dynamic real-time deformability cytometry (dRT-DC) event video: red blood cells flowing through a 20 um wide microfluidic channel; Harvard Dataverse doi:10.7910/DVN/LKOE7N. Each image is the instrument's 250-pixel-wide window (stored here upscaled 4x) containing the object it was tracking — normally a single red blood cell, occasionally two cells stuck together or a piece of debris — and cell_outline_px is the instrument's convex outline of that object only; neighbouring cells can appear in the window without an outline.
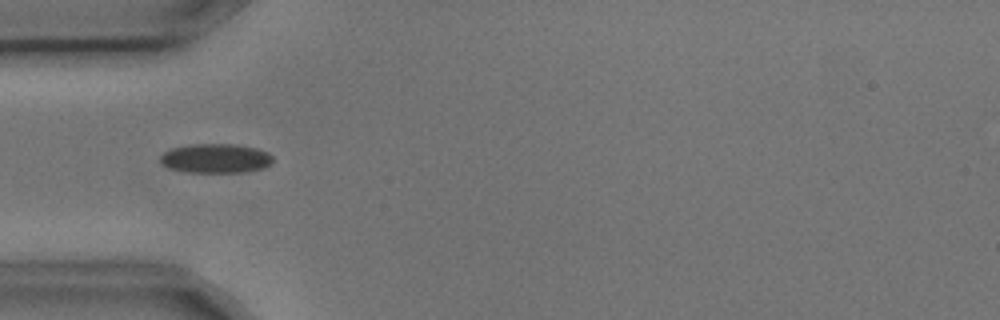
{"species": "common noctule bat (a hibernating species)", "species_latin": "Nyctalus noctula", "temperature_condition": "cold", "stored_images_in_passage": 5, "camera_frame_rate_fps": 3000, "um_per_image_px": 0.085, "animal": {"sex": "male", "body_mass_g": 17.9, "forearm_length_mm": 54.2}, "frame": {"image": 1, "passage_image": 4, "time_ms": 1.0, "image_size_px": [1000, 320], "cell_outline_px": [[272, 160], [264, 168], [244, 172], [188, 172], [168, 168], [160, 164], [160, 156], [164, 152], [172, 148], [196, 144], [236, 144], [256, 148], [268, 152], [272, 156]], "centroid_in_image_um": [18.31, 13.46], "position_along_channel_um": 66.7, "area_um2": 19.19}}